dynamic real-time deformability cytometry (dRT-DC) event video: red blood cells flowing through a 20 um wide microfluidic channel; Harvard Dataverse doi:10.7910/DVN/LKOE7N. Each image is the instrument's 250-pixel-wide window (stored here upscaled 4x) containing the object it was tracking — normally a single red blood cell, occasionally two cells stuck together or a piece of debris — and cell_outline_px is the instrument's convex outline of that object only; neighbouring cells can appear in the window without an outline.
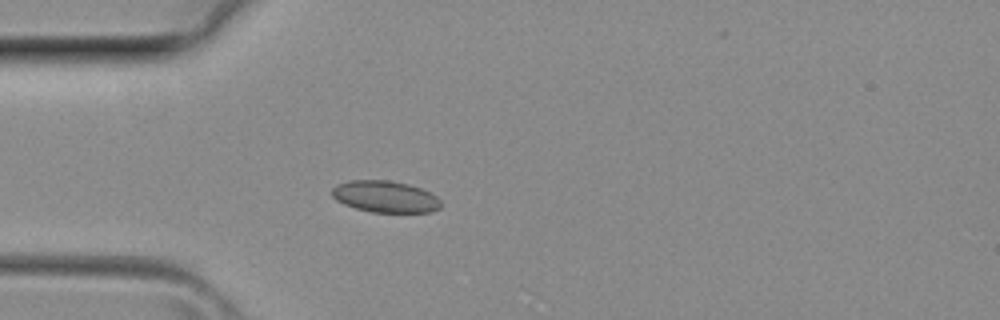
{"species": "common noctule bat (a hibernating species)", "species_latin": "Nyctalus noctula", "temperature_condition": "room temperature", "stored_images_in_passage": 39, "camera_frame_rate_fps": 3000, "um_per_image_px": 0.085, "animal": {"sex": "female", "body_mass_g": 29.2, "forearm_length_mm": 56.3}, "frame": {"image": 1, "passage_image": 11, "time_ms": 3.333, "image_size_px": [1000, 320], "cell_outline_px": [[440, 208], [432, 212], [372, 212], [356, 208], [344, 204], [336, 200], [332, 196], [332, 188], [336, 184], [348, 180], [388, 180], [408, 184], [420, 188], [436, 196], [440, 200]], "centroid_in_image_um": [32.72, 16.71], "position_along_channel_um": 52.3, "area_um2": 20.06}}
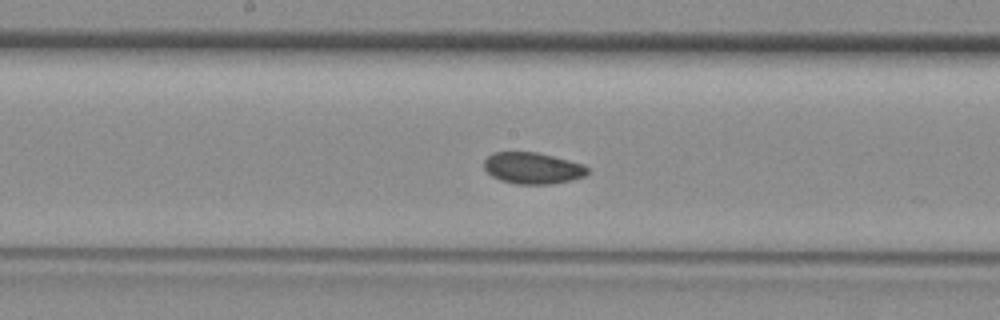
{"frame": {"image": 2, "passage_image": 20, "time_ms": 6.333, "image_size_px": [1000, 320], "cell_outline_px": [[592, 172], [584, 176], [572, 180], [552, 184], [516, 184], [500, 180], [492, 176], [484, 168], [484, 160], [492, 152], [536, 152], [584, 164]], "centroid_in_image_um": [45.29, 14.3], "position_along_channel_um": 202.9, "area_um2": 19.07}}
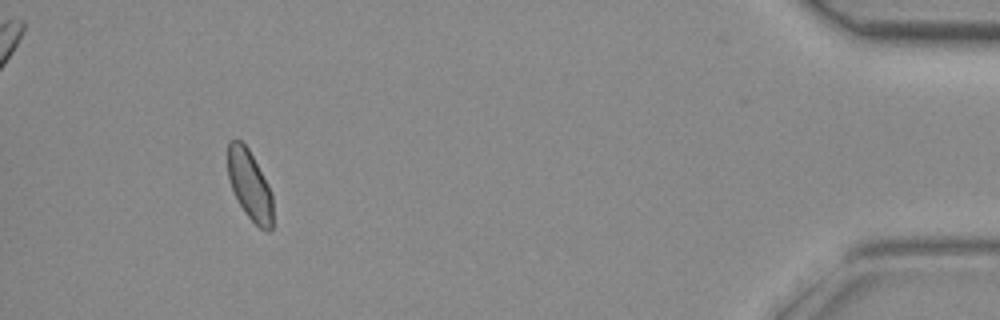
{"frame": {"image": 3, "passage_image": 36, "time_ms": 11.667, "image_size_px": [1000, 320], "cell_outline_px": [[272, 228], [268, 232], [264, 232], [244, 212], [232, 188], [228, 176], [228, 144], [232, 140], [240, 140], [248, 148], [268, 184], [272, 192]], "centroid_in_image_um": [21.24, 15.76], "position_along_channel_um": 414.0, "area_um2": 18.09}}